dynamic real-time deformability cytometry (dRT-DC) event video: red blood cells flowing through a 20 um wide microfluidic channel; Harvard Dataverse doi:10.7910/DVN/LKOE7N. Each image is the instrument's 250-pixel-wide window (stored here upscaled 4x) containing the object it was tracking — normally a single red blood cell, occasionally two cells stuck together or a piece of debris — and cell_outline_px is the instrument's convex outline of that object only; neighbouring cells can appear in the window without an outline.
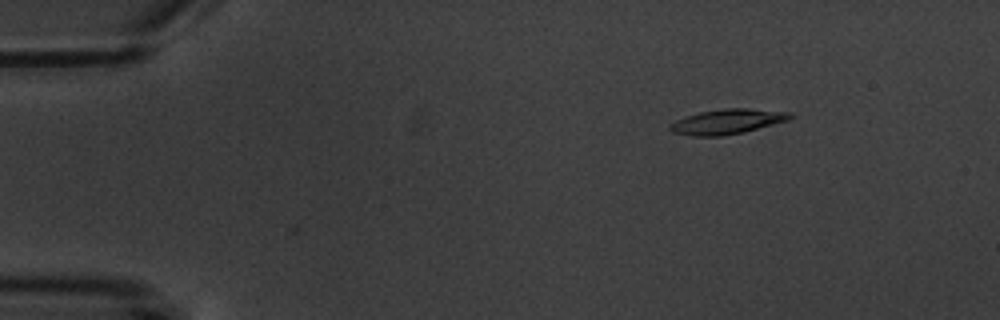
{"species": "common noctule bat (a hibernating species)", "species_latin": "Nyctalus noctula", "temperature_condition": "warm", "stored_images_in_passage": 2, "camera_frame_rate_fps": 3000, "um_per_image_px": 0.085, "animal": {"sex": "male", "body_mass_g": 20.1, "forearm_length_mm": 53.5}, "frame": {"image": 1, "passage_image": 2, "time_ms": 2.0, "image_size_px": [1000, 320], "cell_outline_px": [[796, 116], [788, 120], [744, 132], [720, 136], [692, 136], [672, 132], [668, 128], [668, 124], [676, 120], [700, 112], [724, 108], [748, 108], [792, 112]], "centroid_in_image_um": [61.84, 10.33], "position_along_channel_um": 23.2, "area_um2": 17.51}}